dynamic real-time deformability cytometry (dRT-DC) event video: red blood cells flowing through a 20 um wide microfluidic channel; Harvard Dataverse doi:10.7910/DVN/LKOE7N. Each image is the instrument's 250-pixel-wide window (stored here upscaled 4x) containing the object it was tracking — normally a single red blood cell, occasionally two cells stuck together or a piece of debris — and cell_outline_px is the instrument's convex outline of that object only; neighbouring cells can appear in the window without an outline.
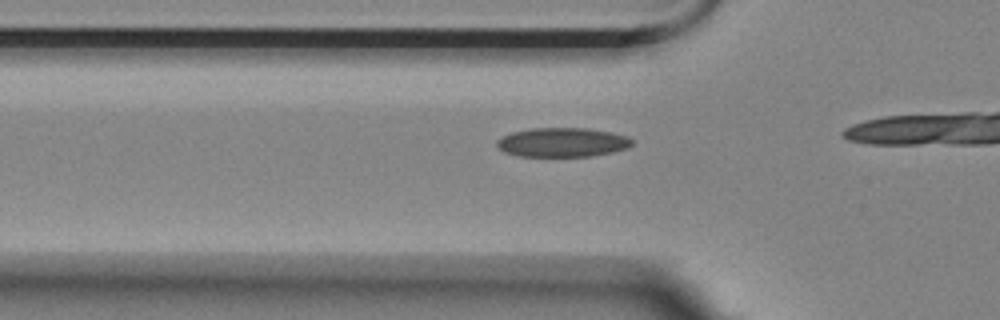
{"species": "Egyptian fruit bat (a non-hibernating species)", "species_latin": "Rousettus aegyptiacus", "temperature_condition": "room temperature", "stored_images_in_passage": 18, "camera_frame_rate_fps": 3000, "um_per_image_px": 0.085, "animal": {"sex": "female"}, "frame": {"image": 1, "passage_image": 13, "time_ms": 4.0, "image_size_px": [1000, 320], "cell_outline_px": [[632, 144], [628, 148], [612, 152], [592, 156], [520, 156], [504, 152], [496, 144], [496, 140], [512, 132], [532, 128], [588, 128], [612, 132], [628, 136], [632, 140]], "centroid_in_image_um": [47.83, 12.09], "position_along_channel_um": 78.0, "area_um2": 23.0}}
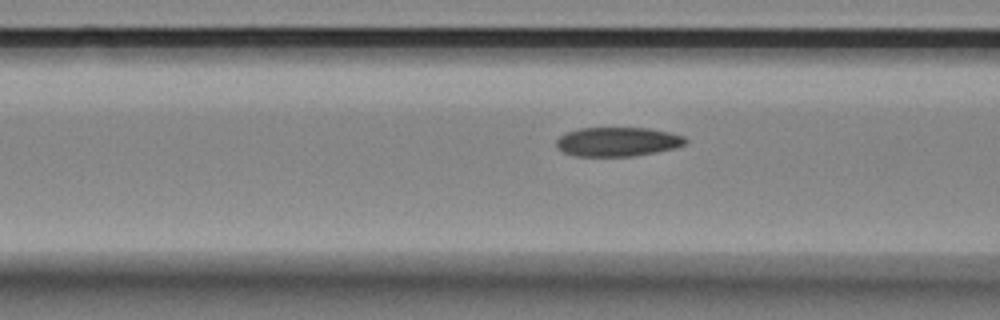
{"frame": {"image": 2, "passage_image": 16, "time_ms": 5.0, "image_size_px": [1000, 320], "cell_outline_px": [[688, 140], [684, 144], [676, 148], [636, 156], [576, 156], [564, 152], [556, 148], [556, 140], [564, 132], [580, 128], [648, 128], [668, 132], [684, 136]], "centroid_in_image_um": [52.48, 12.05], "position_along_channel_um": 114.1, "area_um2": 22.08}}